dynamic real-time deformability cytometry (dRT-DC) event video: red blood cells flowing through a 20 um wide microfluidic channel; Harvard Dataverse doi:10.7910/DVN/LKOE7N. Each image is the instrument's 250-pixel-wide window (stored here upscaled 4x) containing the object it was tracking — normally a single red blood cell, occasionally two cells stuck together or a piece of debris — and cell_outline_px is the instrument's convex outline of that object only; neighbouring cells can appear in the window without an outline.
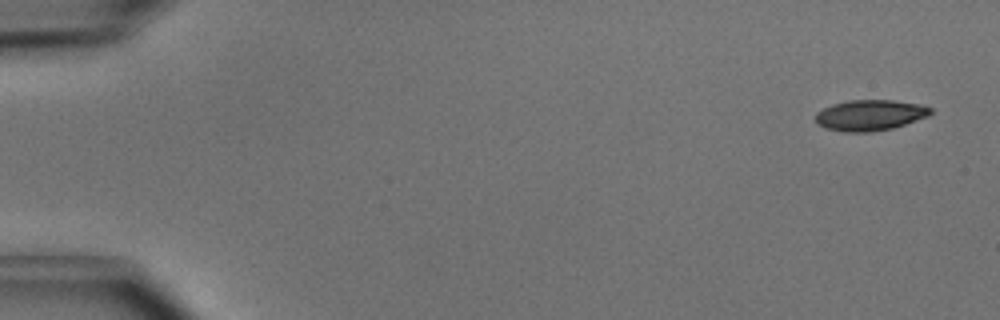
{"species": "common noctule bat (a hibernating species)", "species_latin": "Nyctalus noctula", "temperature_condition": "cold", "stored_images_in_passage": 7, "camera_frame_rate_fps": 3000, "um_per_image_px": 0.085, "animal": {"sex": "male", "body_mass_g": 15.6}, "frame": {"image": 1, "passage_image": 1, "time_ms": 0.0, "image_size_px": [1000, 320], "cell_outline_px": [[932, 112], [928, 116], [892, 128], [872, 132], [844, 132], [824, 128], [816, 124], [816, 112], [832, 104], [848, 100], [892, 100], [920, 104], [932, 108]], "centroid_in_image_um": [73.92, 9.79], "position_along_channel_um": 11.1, "area_um2": 20.69}}